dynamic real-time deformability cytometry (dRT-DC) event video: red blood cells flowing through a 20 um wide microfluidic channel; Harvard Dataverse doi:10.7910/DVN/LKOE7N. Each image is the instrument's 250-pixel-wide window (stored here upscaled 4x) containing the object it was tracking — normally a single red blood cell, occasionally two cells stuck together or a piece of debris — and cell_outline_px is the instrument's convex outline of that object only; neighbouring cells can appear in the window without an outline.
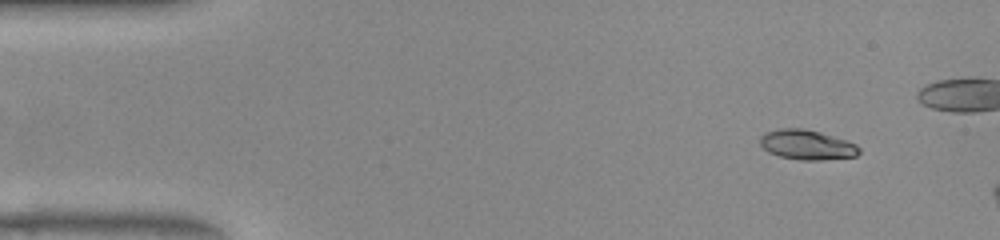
{"species": "common noctule bat (a hibernating species)", "species_latin": "Nyctalus noctula", "temperature_condition": "warm", "stored_images_in_passage": 10, "camera_frame_rate_fps": 3000, "um_per_image_px": 0.085, "animal": {"sex": "female", "body_mass_g": 22.0, "forearm_length_mm": 56.7}, "frame": {"image": 1, "passage_image": 4, "time_ms": 1.0, "image_size_px": [1000, 240], "cell_outline_px": [[860, 152], [856, 156], [784, 156], [772, 152], [764, 148], [764, 136], [772, 132], [816, 132], [852, 144]], "centroid_in_image_um": [68.64, 12.31], "position_along_channel_um": 16.4, "area_um2": 13.47}}